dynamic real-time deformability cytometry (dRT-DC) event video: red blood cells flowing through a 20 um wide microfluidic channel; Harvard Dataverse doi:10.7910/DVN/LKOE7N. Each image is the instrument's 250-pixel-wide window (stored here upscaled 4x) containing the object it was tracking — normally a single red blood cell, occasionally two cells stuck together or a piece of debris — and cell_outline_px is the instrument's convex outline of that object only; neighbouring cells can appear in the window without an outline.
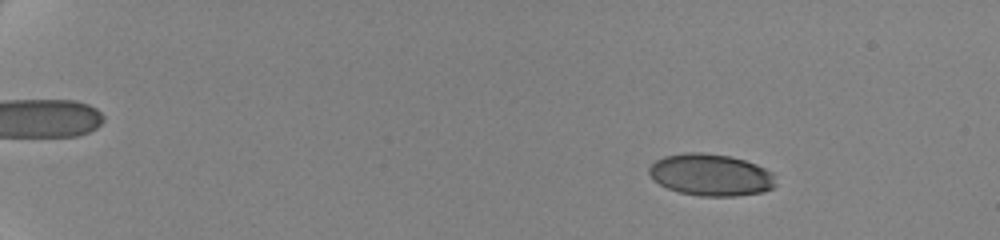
{"species": "human", "species_latin": "Homo sapiens", "temperature_condition": "cold", "stored_images_in_passage": 21, "camera_frame_rate_fps": 3000, "um_per_image_px": 0.085, "donor": {"sex": "female"}, "frame": {"image": 1, "passage_image": 7, "time_ms": 2.667, "image_size_px": [1000, 240], "cell_outline_px": [[776, 184], [772, 188], [764, 192], [736, 196], [700, 196], [680, 192], [668, 188], [660, 184], [648, 172], [648, 168], [656, 160], [664, 156], [684, 152], [704, 152], [728, 156], [744, 160], [756, 164], [772, 172]], "centroid_in_image_um": [60.43, 14.86], "position_along_channel_um": 24.6, "area_um2": 30.87}}
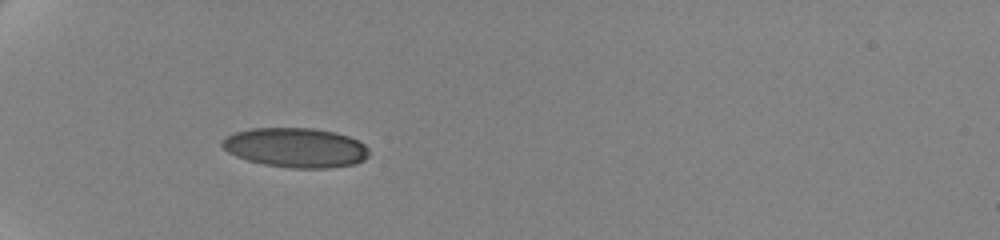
{"frame": {"image": 2, "passage_image": 17, "time_ms": 7.0, "image_size_px": [1000, 240], "cell_outline_px": [[368, 156], [364, 160], [356, 164], [328, 168], [292, 168], [264, 164], [248, 160], [236, 156], [228, 152], [220, 144], [220, 140], [236, 132], [252, 128], [312, 128], [336, 132], [360, 140], [368, 148]], "centroid_in_image_um": [25.16, 12.55], "position_along_channel_um": 59.8, "area_um2": 33.99}}
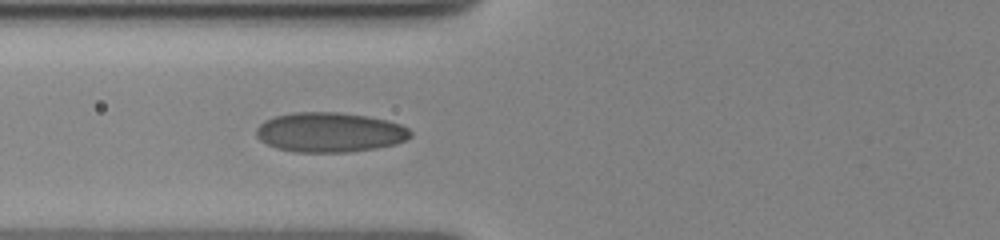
{"frame": {"image": 3, "passage_image": 21, "time_ms": 8.667, "image_size_px": [1000, 240], "cell_outline_px": [[412, 136], [396, 144], [376, 148], [348, 152], [292, 152], [276, 148], [260, 140], [256, 136], [256, 128], [264, 120], [276, 116], [292, 112], [340, 112], [368, 116], [388, 120], [400, 124], [408, 128], [412, 132]], "centroid_in_image_um": [28.03, 11.24], "position_along_channel_um": 97.8, "area_um2": 35.95}}